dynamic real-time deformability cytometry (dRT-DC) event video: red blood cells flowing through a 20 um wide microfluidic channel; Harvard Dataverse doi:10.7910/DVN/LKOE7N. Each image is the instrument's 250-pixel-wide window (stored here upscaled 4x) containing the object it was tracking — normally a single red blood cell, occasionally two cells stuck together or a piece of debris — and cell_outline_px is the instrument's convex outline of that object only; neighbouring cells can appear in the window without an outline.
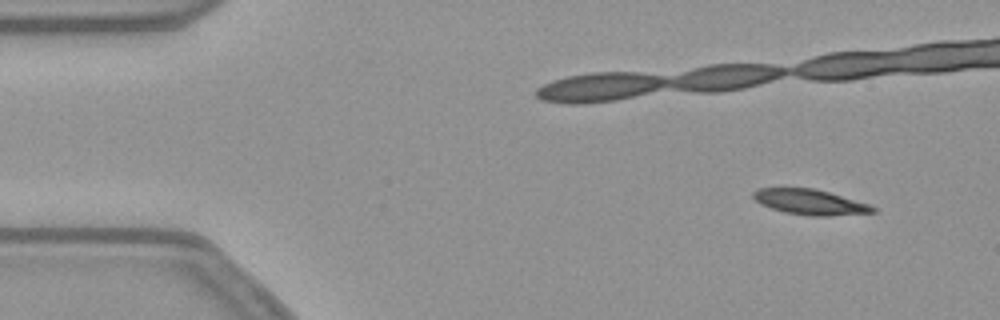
{"species": "common noctule bat (a hibernating species)", "species_latin": "Nyctalus noctula", "temperature_condition": "warm", "stored_images_in_passage": 51, "camera_frame_rate_fps": 3000, "um_per_image_px": 0.085, "animal": {"sex": "female", "body_mass_g": 21.9}, "frame": {"image": 1, "passage_image": 1, "time_ms": 0.0, "image_size_px": [1000, 320], "cell_outline_px": [[876, 212], [828, 216], [808, 216], [784, 212], [760, 204], [752, 196], [752, 192], [756, 188], [816, 188], [872, 204], [876, 208]], "centroid_in_image_um": [68.88, 17.17], "position_along_channel_um": 16.1, "area_um2": 17.92}}